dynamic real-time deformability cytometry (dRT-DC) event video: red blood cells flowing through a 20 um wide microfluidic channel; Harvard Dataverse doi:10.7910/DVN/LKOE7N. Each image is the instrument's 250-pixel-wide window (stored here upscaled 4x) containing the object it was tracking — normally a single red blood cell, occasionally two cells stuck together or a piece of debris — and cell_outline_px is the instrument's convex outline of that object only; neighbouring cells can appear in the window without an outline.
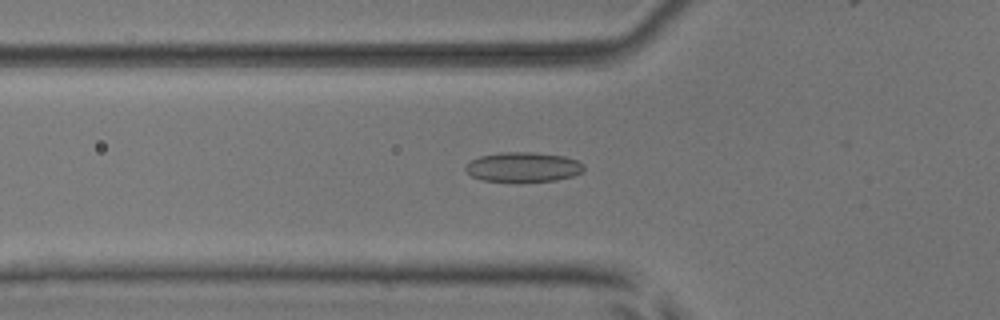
{"species": "common noctule bat (a hibernating species)", "species_latin": "Nyctalus noctula", "temperature_condition": "room temperature", "stored_images_in_passage": 49, "camera_frame_rate_fps": 3000, "um_per_image_px": 0.085, "animal": {"sex": "male", "body_mass_g": 17.9, "forearm_length_mm": 54.2}, "frame": {"image": 1, "passage_image": 19, "time_ms": 6.0, "image_size_px": [1000, 320], "cell_outline_px": [[584, 172], [572, 176], [556, 180], [484, 180], [472, 176], [464, 168], [472, 160], [480, 156], [500, 152], [532, 152], [564, 156], [576, 160], [584, 164]], "centroid_in_image_um": [44.51, 14.17], "position_along_channel_um": 81.3, "area_um2": 20.0}}
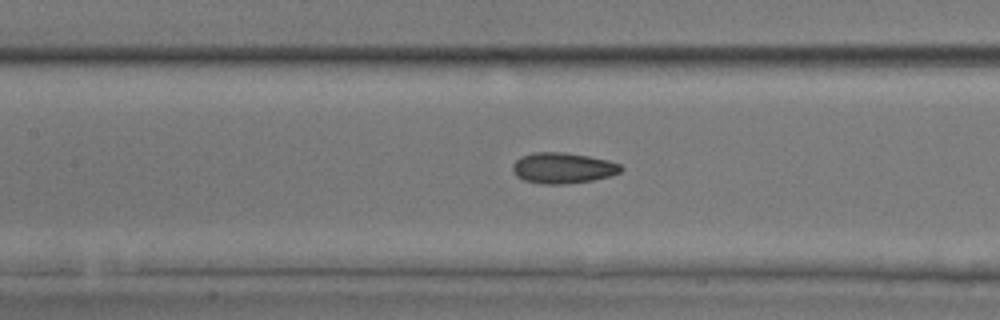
{"frame": {"image": 2, "passage_image": 25, "time_ms": 8.0, "image_size_px": [1000, 320], "cell_outline_px": [[624, 168], [620, 172], [608, 176], [592, 180], [564, 184], [540, 184], [524, 180], [516, 176], [512, 168], [512, 164], [520, 156], [532, 152], [564, 152], [588, 156], [608, 160], [620, 164]], "centroid_in_image_um": [47.81, 14.27], "position_along_channel_um": 159.6, "area_um2": 19.48}}
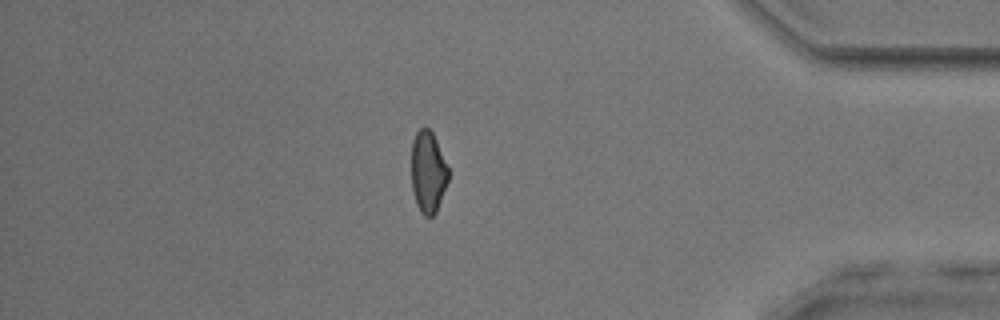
{"frame": {"image": 3, "passage_image": 46, "time_ms": 15.0, "image_size_px": [1000, 320], "cell_outline_px": [[448, 180], [436, 212], [432, 216], [424, 216], [420, 212], [416, 204], [412, 188], [412, 140], [416, 132], [424, 124], [432, 132], [436, 140], [448, 168]], "centroid_in_image_um": [36.37, 14.6], "position_along_channel_um": 398.8, "area_um2": 17.51}, "authors_computed_cell_mechanics": {"area_um2": 19.4786, "velocity_mm_per_s": 3.893, "shape_relaxation_time_tau1_ms": 4.0966, "shape_relaxation_time_tau2_ms": 1.4645, "deformation_change_tau1": 0.1065, "deformation_change_tau2": 0.072}}